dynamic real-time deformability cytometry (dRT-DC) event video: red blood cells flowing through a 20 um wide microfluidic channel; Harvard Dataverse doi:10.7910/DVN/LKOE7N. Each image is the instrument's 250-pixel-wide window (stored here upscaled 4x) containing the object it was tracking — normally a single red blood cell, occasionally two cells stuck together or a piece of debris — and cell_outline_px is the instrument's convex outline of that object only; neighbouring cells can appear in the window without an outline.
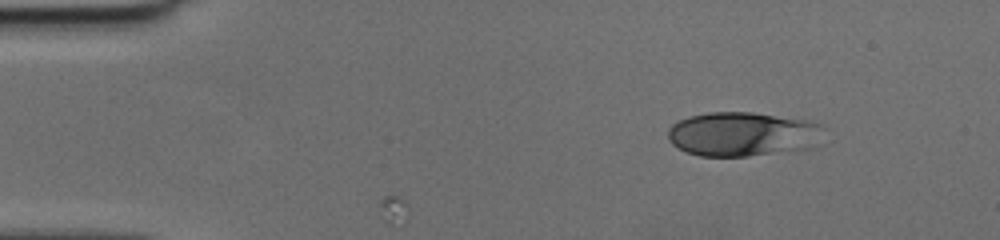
{"species": "human", "species_latin": "Homo sapiens", "temperature_condition": "cold", "stored_images_in_passage": 3, "camera_frame_rate_fps": 3000, "um_per_image_px": 0.085, "donor": {"sex": "female"}, "frame": {"image": 1, "passage_image": 1, "time_ms": 0.0, "image_size_px": [1000, 240], "cell_outline_px": [[820, 124], [780, 148], [764, 152], [744, 156], [700, 156], [688, 152], [672, 144], [668, 136], [668, 128], [672, 124], [680, 120], [692, 116], [708, 112], [752, 112], [804, 120]], "centroid_in_image_um": [62.52, 11.32], "position_along_channel_um": 22.5, "area_um2": 35.6}}